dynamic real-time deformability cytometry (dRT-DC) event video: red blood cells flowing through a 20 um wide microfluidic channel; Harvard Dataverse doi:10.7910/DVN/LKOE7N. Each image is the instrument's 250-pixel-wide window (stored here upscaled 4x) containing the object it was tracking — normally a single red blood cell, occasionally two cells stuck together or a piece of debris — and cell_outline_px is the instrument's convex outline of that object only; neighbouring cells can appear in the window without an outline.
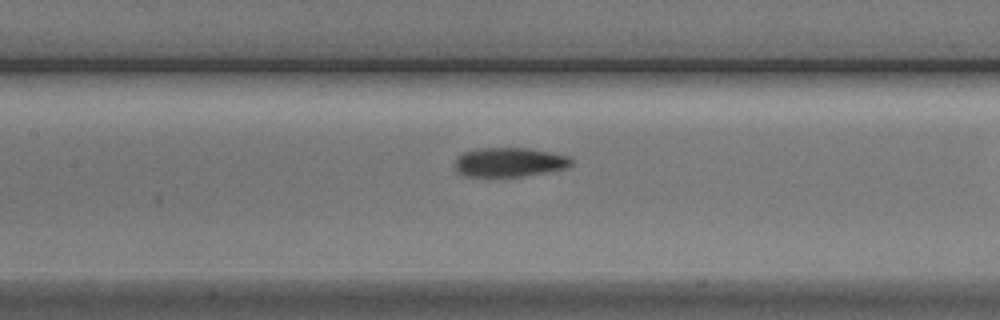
{"species": "Egyptian fruit bat (a non-hibernating species)", "species_latin": "Rousettus aegyptiacus", "temperature_condition": "cold", "stored_images_in_passage": 5, "camera_frame_rate_fps": 3000, "um_per_image_px": 0.085, "animal": {"sex": "male"}, "frame": {"image": 1, "passage_image": 4, "time_ms": 4.333, "image_size_px": [1000, 320], "cell_outline_px": [[572, 164], [568, 168], [520, 176], [464, 176], [456, 172], [452, 164], [456, 156], [464, 152], [476, 148], [528, 148], [568, 156], [572, 160]], "centroid_in_image_um": [43.21, 13.78], "position_along_channel_um": 164.2, "area_um2": 19.94}}